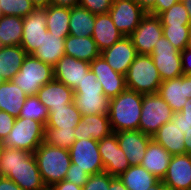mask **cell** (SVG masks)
I'll return each mask as SVG.
<instances>
[{
    "mask_svg": "<svg viewBox=\"0 0 191 190\" xmlns=\"http://www.w3.org/2000/svg\"><path fill=\"white\" fill-rule=\"evenodd\" d=\"M112 177L113 176L105 171L91 175L88 181L83 185L82 190H108Z\"/></svg>",
    "mask_w": 191,
    "mask_h": 190,
    "instance_id": "60d3db41",
    "label": "cell"
},
{
    "mask_svg": "<svg viewBox=\"0 0 191 190\" xmlns=\"http://www.w3.org/2000/svg\"><path fill=\"white\" fill-rule=\"evenodd\" d=\"M46 20V9L41 7L23 18V36L20 46L27 54H33L41 45L44 34L48 31Z\"/></svg>",
    "mask_w": 191,
    "mask_h": 190,
    "instance_id": "4fadbf2b",
    "label": "cell"
},
{
    "mask_svg": "<svg viewBox=\"0 0 191 190\" xmlns=\"http://www.w3.org/2000/svg\"><path fill=\"white\" fill-rule=\"evenodd\" d=\"M179 1L180 0H156L155 6L148 13L158 16Z\"/></svg>",
    "mask_w": 191,
    "mask_h": 190,
    "instance_id": "bcb514c9",
    "label": "cell"
},
{
    "mask_svg": "<svg viewBox=\"0 0 191 190\" xmlns=\"http://www.w3.org/2000/svg\"><path fill=\"white\" fill-rule=\"evenodd\" d=\"M158 94L171 107L173 112H180L189 98L187 75L162 81Z\"/></svg>",
    "mask_w": 191,
    "mask_h": 190,
    "instance_id": "7402d4cb",
    "label": "cell"
},
{
    "mask_svg": "<svg viewBox=\"0 0 191 190\" xmlns=\"http://www.w3.org/2000/svg\"><path fill=\"white\" fill-rule=\"evenodd\" d=\"M162 181L168 190H191V155H173Z\"/></svg>",
    "mask_w": 191,
    "mask_h": 190,
    "instance_id": "9a60e30c",
    "label": "cell"
},
{
    "mask_svg": "<svg viewBox=\"0 0 191 190\" xmlns=\"http://www.w3.org/2000/svg\"><path fill=\"white\" fill-rule=\"evenodd\" d=\"M23 36V18L0 15V41L2 46H20Z\"/></svg>",
    "mask_w": 191,
    "mask_h": 190,
    "instance_id": "d6a6232c",
    "label": "cell"
},
{
    "mask_svg": "<svg viewBox=\"0 0 191 190\" xmlns=\"http://www.w3.org/2000/svg\"><path fill=\"white\" fill-rule=\"evenodd\" d=\"M73 102L82 116L108 114L109 99L103 93V87L91 69L74 89Z\"/></svg>",
    "mask_w": 191,
    "mask_h": 190,
    "instance_id": "3957f363",
    "label": "cell"
},
{
    "mask_svg": "<svg viewBox=\"0 0 191 190\" xmlns=\"http://www.w3.org/2000/svg\"><path fill=\"white\" fill-rule=\"evenodd\" d=\"M108 190H128L124 183L119 179V177H112L110 186Z\"/></svg>",
    "mask_w": 191,
    "mask_h": 190,
    "instance_id": "816d5d0a",
    "label": "cell"
},
{
    "mask_svg": "<svg viewBox=\"0 0 191 190\" xmlns=\"http://www.w3.org/2000/svg\"><path fill=\"white\" fill-rule=\"evenodd\" d=\"M188 47L191 48V26L189 30V41H188Z\"/></svg>",
    "mask_w": 191,
    "mask_h": 190,
    "instance_id": "91938a15",
    "label": "cell"
},
{
    "mask_svg": "<svg viewBox=\"0 0 191 190\" xmlns=\"http://www.w3.org/2000/svg\"><path fill=\"white\" fill-rule=\"evenodd\" d=\"M19 117L36 120L45 126L48 121L49 112L36 95H29L24 101Z\"/></svg>",
    "mask_w": 191,
    "mask_h": 190,
    "instance_id": "e575fe53",
    "label": "cell"
},
{
    "mask_svg": "<svg viewBox=\"0 0 191 190\" xmlns=\"http://www.w3.org/2000/svg\"><path fill=\"white\" fill-rule=\"evenodd\" d=\"M3 147H4L3 141H0V157H1Z\"/></svg>",
    "mask_w": 191,
    "mask_h": 190,
    "instance_id": "94428289",
    "label": "cell"
},
{
    "mask_svg": "<svg viewBox=\"0 0 191 190\" xmlns=\"http://www.w3.org/2000/svg\"><path fill=\"white\" fill-rule=\"evenodd\" d=\"M37 7L30 0H0L1 15L26 17Z\"/></svg>",
    "mask_w": 191,
    "mask_h": 190,
    "instance_id": "ab89813d",
    "label": "cell"
},
{
    "mask_svg": "<svg viewBox=\"0 0 191 190\" xmlns=\"http://www.w3.org/2000/svg\"><path fill=\"white\" fill-rule=\"evenodd\" d=\"M54 79V70L51 65L40 61L32 54H27L20 71L12 81L28 96L37 95L38 90Z\"/></svg>",
    "mask_w": 191,
    "mask_h": 190,
    "instance_id": "5b68a950",
    "label": "cell"
},
{
    "mask_svg": "<svg viewBox=\"0 0 191 190\" xmlns=\"http://www.w3.org/2000/svg\"><path fill=\"white\" fill-rule=\"evenodd\" d=\"M28 95L12 80L0 83V110L18 118Z\"/></svg>",
    "mask_w": 191,
    "mask_h": 190,
    "instance_id": "4316f807",
    "label": "cell"
},
{
    "mask_svg": "<svg viewBox=\"0 0 191 190\" xmlns=\"http://www.w3.org/2000/svg\"><path fill=\"white\" fill-rule=\"evenodd\" d=\"M0 190H22L14 181L7 177H0Z\"/></svg>",
    "mask_w": 191,
    "mask_h": 190,
    "instance_id": "681fc988",
    "label": "cell"
},
{
    "mask_svg": "<svg viewBox=\"0 0 191 190\" xmlns=\"http://www.w3.org/2000/svg\"><path fill=\"white\" fill-rule=\"evenodd\" d=\"M40 102L49 109L64 108L74 100V90L55 79L43 85L36 95Z\"/></svg>",
    "mask_w": 191,
    "mask_h": 190,
    "instance_id": "44dd1931",
    "label": "cell"
},
{
    "mask_svg": "<svg viewBox=\"0 0 191 190\" xmlns=\"http://www.w3.org/2000/svg\"><path fill=\"white\" fill-rule=\"evenodd\" d=\"M187 89L189 98L191 99V74L187 75Z\"/></svg>",
    "mask_w": 191,
    "mask_h": 190,
    "instance_id": "680465c9",
    "label": "cell"
},
{
    "mask_svg": "<svg viewBox=\"0 0 191 190\" xmlns=\"http://www.w3.org/2000/svg\"><path fill=\"white\" fill-rule=\"evenodd\" d=\"M49 117L45 127H56L61 130H73L82 118L74 102L64 108L49 109Z\"/></svg>",
    "mask_w": 191,
    "mask_h": 190,
    "instance_id": "4dcf8cb0",
    "label": "cell"
},
{
    "mask_svg": "<svg viewBox=\"0 0 191 190\" xmlns=\"http://www.w3.org/2000/svg\"><path fill=\"white\" fill-rule=\"evenodd\" d=\"M64 46L65 38H62L61 35L51 34L47 31L44 34L41 45H39L32 55L37 57L40 61L54 67L65 55Z\"/></svg>",
    "mask_w": 191,
    "mask_h": 190,
    "instance_id": "83f0119b",
    "label": "cell"
},
{
    "mask_svg": "<svg viewBox=\"0 0 191 190\" xmlns=\"http://www.w3.org/2000/svg\"><path fill=\"white\" fill-rule=\"evenodd\" d=\"M89 176L90 175L87 174L85 170L77 168V164L71 163V166L67 170L65 180L83 187V185L88 181Z\"/></svg>",
    "mask_w": 191,
    "mask_h": 190,
    "instance_id": "ee69618b",
    "label": "cell"
},
{
    "mask_svg": "<svg viewBox=\"0 0 191 190\" xmlns=\"http://www.w3.org/2000/svg\"><path fill=\"white\" fill-rule=\"evenodd\" d=\"M180 55L183 74H191V48L186 47L183 51H180Z\"/></svg>",
    "mask_w": 191,
    "mask_h": 190,
    "instance_id": "7dc6e473",
    "label": "cell"
},
{
    "mask_svg": "<svg viewBox=\"0 0 191 190\" xmlns=\"http://www.w3.org/2000/svg\"><path fill=\"white\" fill-rule=\"evenodd\" d=\"M113 133L108 114L84 115L75 127V139L100 141Z\"/></svg>",
    "mask_w": 191,
    "mask_h": 190,
    "instance_id": "ffe728a7",
    "label": "cell"
},
{
    "mask_svg": "<svg viewBox=\"0 0 191 190\" xmlns=\"http://www.w3.org/2000/svg\"><path fill=\"white\" fill-rule=\"evenodd\" d=\"M172 155L161 145L151 140L140 165L159 180L165 176Z\"/></svg>",
    "mask_w": 191,
    "mask_h": 190,
    "instance_id": "cb8c5ba5",
    "label": "cell"
},
{
    "mask_svg": "<svg viewBox=\"0 0 191 190\" xmlns=\"http://www.w3.org/2000/svg\"><path fill=\"white\" fill-rule=\"evenodd\" d=\"M116 134L130 166L140 165L152 137L139 130L121 131Z\"/></svg>",
    "mask_w": 191,
    "mask_h": 190,
    "instance_id": "d6986e66",
    "label": "cell"
},
{
    "mask_svg": "<svg viewBox=\"0 0 191 190\" xmlns=\"http://www.w3.org/2000/svg\"><path fill=\"white\" fill-rule=\"evenodd\" d=\"M51 5L71 9L74 6L79 5V0H51Z\"/></svg>",
    "mask_w": 191,
    "mask_h": 190,
    "instance_id": "f907efd6",
    "label": "cell"
},
{
    "mask_svg": "<svg viewBox=\"0 0 191 190\" xmlns=\"http://www.w3.org/2000/svg\"><path fill=\"white\" fill-rule=\"evenodd\" d=\"M151 56L162 81L183 75L180 51L164 36L155 44Z\"/></svg>",
    "mask_w": 191,
    "mask_h": 190,
    "instance_id": "ba28073f",
    "label": "cell"
},
{
    "mask_svg": "<svg viewBox=\"0 0 191 190\" xmlns=\"http://www.w3.org/2000/svg\"><path fill=\"white\" fill-rule=\"evenodd\" d=\"M98 149L104 171L111 176L118 177L130 167L127 157L119 145L116 133L98 141Z\"/></svg>",
    "mask_w": 191,
    "mask_h": 190,
    "instance_id": "7c38bea8",
    "label": "cell"
},
{
    "mask_svg": "<svg viewBox=\"0 0 191 190\" xmlns=\"http://www.w3.org/2000/svg\"><path fill=\"white\" fill-rule=\"evenodd\" d=\"M54 79L73 90L90 70V63L64 55L53 67Z\"/></svg>",
    "mask_w": 191,
    "mask_h": 190,
    "instance_id": "ac0fdd59",
    "label": "cell"
},
{
    "mask_svg": "<svg viewBox=\"0 0 191 190\" xmlns=\"http://www.w3.org/2000/svg\"><path fill=\"white\" fill-rule=\"evenodd\" d=\"M64 54L90 63L101 56V51L92 37L68 35L65 38Z\"/></svg>",
    "mask_w": 191,
    "mask_h": 190,
    "instance_id": "484cf974",
    "label": "cell"
},
{
    "mask_svg": "<svg viewBox=\"0 0 191 190\" xmlns=\"http://www.w3.org/2000/svg\"><path fill=\"white\" fill-rule=\"evenodd\" d=\"M7 178L14 181L22 190L47 189L33 153H29L23 158Z\"/></svg>",
    "mask_w": 191,
    "mask_h": 190,
    "instance_id": "e0dca14e",
    "label": "cell"
},
{
    "mask_svg": "<svg viewBox=\"0 0 191 190\" xmlns=\"http://www.w3.org/2000/svg\"><path fill=\"white\" fill-rule=\"evenodd\" d=\"M191 25H162L163 36L179 51L188 47Z\"/></svg>",
    "mask_w": 191,
    "mask_h": 190,
    "instance_id": "74e56055",
    "label": "cell"
},
{
    "mask_svg": "<svg viewBox=\"0 0 191 190\" xmlns=\"http://www.w3.org/2000/svg\"><path fill=\"white\" fill-rule=\"evenodd\" d=\"M96 14L81 5L70 9L69 32L77 37H92Z\"/></svg>",
    "mask_w": 191,
    "mask_h": 190,
    "instance_id": "f546056e",
    "label": "cell"
},
{
    "mask_svg": "<svg viewBox=\"0 0 191 190\" xmlns=\"http://www.w3.org/2000/svg\"><path fill=\"white\" fill-rule=\"evenodd\" d=\"M162 25H191L187 10L182 1L172 5L158 15Z\"/></svg>",
    "mask_w": 191,
    "mask_h": 190,
    "instance_id": "f35d334b",
    "label": "cell"
},
{
    "mask_svg": "<svg viewBox=\"0 0 191 190\" xmlns=\"http://www.w3.org/2000/svg\"><path fill=\"white\" fill-rule=\"evenodd\" d=\"M4 80L2 78V76L0 75V83H2Z\"/></svg>",
    "mask_w": 191,
    "mask_h": 190,
    "instance_id": "6125c7cd",
    "label": "cell"
},
{
    "mask_svg": "<svg viewBox=\"0 0 191 190\" xmlns=\"http://www.w3.org/2000/svg\"><path fill=\"white\" fill-rule=\"evenodd\" d=\"M184 145L186 147V153L191 155V128L184 134Z\"/></svg>",
    "mask_w": 191,
    "mask_h": 190,
    "instance_id": "db71d44e",
    "label": "cell"
},
{
    "mask_svg": "<svg viewBox=\"0 0 191 190\" xmlns=\"http://www.w3.org/2000/svg\"><path fill=\"white\" fill-rule=\"evenodd\" d=\"M44 134L45 126L42 123L30 118L18 117L3 144L7 147L34 153L44 142Z\"/></svg>",
    "mask_w": 191,
    "mask_h": 190,
    "instance_id": "8992f818",
    "label": "cell"
},
{
    "mask_svg": "<svg viewBox=\"0 0 191 190\" xmlns=\"http://www.w3.org/2000/svg\"><path fill=\"white\" fill-rule=\"evenodd\" d=\"M172 121L179 125L183 132L191 128V99L188 98L180 112H175Z\"/></svg>",
    "mask_w": 191,
    "mask_h": 190,
    "instance_id": "b9f144b4",
    "label": "cell"
},
{
    "mask_svg": "<svg viewBox=\"0 0 191 190\" xmlns=\"http://www.w3.org/2000/svg\"><path fill=\"white\" fill-rule=\"evenodd\" d=\"M123 36L114 25L109 13L96 14L92 38L101 52L111 47Z\"/></svg>",
    "mask_w": 191,
    "mask_h": 190,
    "instance_id": "d4e9b609",
    "label": "cell"
},
{
    "mask_svg": "<svg viewBox=\"0 0 191 190\" xmlns=\"http://www.w3.org/2000/svg\"><path fill=\"white\" fill-rule=\"evenodd\" d=\"M90 69L101 83L108 99L117 97L127 89L125 76L113 70L102 56L90 62Z\"/></svg>",
    "mask_w": 191,
    "mask_h": 190,
    "instance_id": "5bb4252c",
    "label": "cell"
},
{
    "mask_svg": "<svg viewBox=\"0 0 191 190\" xmlns=\"http://www.w3.org/2000/svg\"><path fill=\"white\" fill-rule=\"evenodd\" d=\"M33 154L46 188L65 179L72 163L68 149L49 146L43 142Z\"/></svg>",
    "mask_w": 191,
    "mask_h": 190,
    "instance_id": "7a4b0ae2",
    "label": "cell"
},
{
    "mask_svg": "<svg viewBox=\"0 0 191 190\" xmlns=\"http://www.w3.org/2000/svg\"><path fill=\"white\" fill-rule=\"evenodd\" d=\"M143 94L126 89L109 99L108 118L113 133L139 130Z\"/></svg>",
    "mask_w": 191,
    "mask_h": 190,
    "instance_id": "6da1fadb",
    "label": "cell"
},
{
    "mask_svg": "<svg viewBox=\"0 0 191 190\" xmlns=\"http://www.w3.org/2000/svg\"><path fill=\"white\" fill-rule=\"evenodd\" d=\"M48 190H82V187L77 186L74 183L66 181L65 179L61 182L55 183Z\"/></svg>",
    "mask_w": 191,
    "mask_h": 190,
    "instance_id": "c3c4849f",
    "label": "cell"
},
{
    "mask_svg": "<svg viewBox=\"0 0 191 190\" xmlns=\"http://www.w3.org/2000/svg\"><path fill=\"white\" fill-rule=\"evenodd\" d=\"M149 190H168L162 180H159L156 184L152 185Z\"/></svg>",
    "mask_w": 191,
    "mask_h": 190,
    "instance_id": "9f6ffc18",
    "label": "cell"
},
{
    "mask_svg": "<svg viewBox=\"0 0 191 190\" xmlns=\"http://www.w3.org/2000/svg\"><path fill=\"white\" fill-rule=\"evenodd\" d=\"M181 1L187 10L189 19L191 20V0H181Z\"/></svg>",
    "mask_w": 191,
    "mask_h": 190,
    "instance_id": "6f0895ef",
    "label": "cell"
},
{
    "mask_svg": "<svg viewBox=\"0 0 191 190\" xmlns=\"http://www.w3.org/2000/svg\"><path fill=\"white\" fill-rule=\"evenodd\" d=\"M15 119V117L9 115L7 112L0 110V141H4L11 132Z\"/></svg>",
    "mask_w": 191,
    "mask_h": 190,
    "instance_id": "f6af8a7d",
    "label": "cell"
},
{
    "mask_svg": "<svg viewBox=\"0 0 191 190\" xmlns=\"http://www.w3.org/2000/svg\"><path fill=\"white\" fill-rule=\"evenodd\" d=\"M163 36L158 16L147 13L136 29L129 35L133 46L140 55H151L155 44Z\"/></svg>",
    "mask_w": 191,
    "mask_h": 190,
    "instance_id": "9c48e42d",
    "label": "cell"
},
{
    "mask_svg": "<svg viewBox=\"0 0 191 190\" xmlns=\"http://www.w3.org/2000/svg\"><path fill=\"white\" fill-rule=\"evenodd\" d=\"M37 8L47 7L51 5V0H30Z\"/></svg>",
    "mask_w": 191,
    "mask_h": 190,
    "instance_id": "11a10c76",
    "label": "cell"
},
{
    "mask_svg": "<svg viewBox=\"0 0 191 190\" xmlns=\"http://www.w3.org/2000/svg\"><path fill=\"white\" fill-rule=\"evenodd\" d=\"M108 13L124 36H129L147 14L134 0H113Z\"/></svg>",
    "mask_w": 191,
    "mask_h": 190,
    "instance_id": "8fae6325",
    "label": "cell"
},
{
    "mask_svg": "<svg viewBox=\"0 0 191 190\" xmlns=\"http://www.w3.org/2000/svg\"><path fill=\"white\" fill-rule=\"evenodd\" d=\"M137 55L138 53L129 36H123L111 47L101 52V56L111 68L124 76Z\"/></svg>",
    "mask_w": 191,
    "mask_h": 190,
    "instance_id": "2e32d148",
    "label": "cell"
},
{
    "mask_svg": "<svg viewBox=\"0 0 191 190\" xmlns=\"http://www.w3.org/2000/svg\"><path fill=\"white\" fill-rule=\"evenodd\" d=\"M29 152L4 146L0 157V177H8Z\"/></svg>",
    "mask_w": 191,
    "mask_h": 190,
    "instance_id": "8d00e7d4",
    "label": "cell"
},
{
    "mask_svg": "<svg viewBox=\"0 0 191 190\" xmlns=\"http://www.w3.org/2000/svg\"><path fill=\"white\" fill-rule=\"evenodd\" d=\"M113 0H79V5L89 10L93 14L108 13Z\"/></svg>",
    "mask_w": 191,
    "mask_h": 190,
    "instance_id": "7bdbcfd3",
    "label": "cell"
},
{
    "mask_svg": "<svg viewBox=\"0 0 191 190\" xmlns=\"http://www.w3.org/2000/svg\"><path fill=\"white\" fill-rule=\"evenodd\" d=\"M44 8L46 9V27L48 32L55 35H61L62 38H66L70 35V9L52 5Z\"/></svg>",
    "mask_w": 191,
    "mask_h": 190,
    "instance_id": "836d02e7",
    "label": "cell"
},
{
    "mask_svg": "<svg viewBox=\"0 0 191 190\" xmlns=\"http://www.w3.org/2000/svg\"><path fill=\"white\" fill-rule=\"evenodd\" d=\"M69 154L71 162L90 176L104 172L98 141L91 138L76 140L69 149Z\"/></svg>",
    "mask_w": 191,
    "mask_h": 190,
    "instance_id": "30bf717a",
    "label": "cell"
},
{
    "mask_svg": "<svg viewBox=\"0 0 191 190\" xmlns=\"http://www.w3.org/2000/svg\"><path fill=\"white\" fill-rule=\"evenodd\" d=\"M173 115L171 107L158 93L144 94L139 131L152 137L162 125L172 121Z\"/></svg>",
    "mask_w": 191,
    "mask_h": 190,
    "instance_id": "52a82bcc",
    "label": "cell"
},
{
    "mask_svg": "<svg viewBox=\"0 0 191 190\" xmlns=\"http://www.w3.org/2000/svg\"><path fill=\"white\" fill-rule=\"evenodd\" d=\"M184 134L185 132H183L179 125L169 121L153 134L152 140L164 147L172 156L185 154Z\"/></svg>",
    "mask_w": 191,
    "mask_h": 190,
    "instance_id": "603a6c76",
    "label": "cell"
},
{
    "mask_svg": "<svg viewBox=\"0 0 191 190\" xmlns=\"http://www.w3.org/2000/svg\"><path fill=\"white\" fill-rule=\"evenodd\" d=\"M75 128L73 130H61L56 127H45L44 143L65 149H70L75 139Z\"/></svg>",
    "mask_w": 191,
    "mask_h": 190,
    "instance_id": "d590c367",
    "label": "cell"
},
{
    "mask_svg": "<svg viewBox=\"0 0 191 190\" xmlns=\"http://www.w3.org/2000/svg\"><path fill=\"white\" fill-rule=\"evenodd\" d=\"M146 13H148L156 3V0H134Z\"/></svg>",
    "mask_w": 191,
    "mask_h": 190,
    "instance_id": "f5cc1de1",
    "label": "cell"
},
{
    "mask_svg": "<svg viewBox=\"0 0 191 190\" xmlns=\"http://www.w3.org/2000/svg\"><path fill=\"white\" fill-rule=\"evenodd\" d=\"M27 53L21 46H2L0 48V75L4 81L12 80L20 71Z\"/></svg>",
    "mask_w": 191,
    "mask_h": 190,
    "instance_id": "f1b7e54d",
    "label": "cell"
},
{
    "mask_svg": "<svg viewBox=\"0 0 191 190\" xmlns=\"http://www.w3.org/2000/svg\"><path fill=\"white\" fill-rule=\"evenodd\" d=\"M127 89L140 94L158 93L162 79L151 55L138 54L125 75Z\"/></svg>",
    "mask_w": 191,
    "mask_h": 190,
    "instance_id": "277c9868",
    "label": "cell"
},
{
    "mask_svg": "<svg viewBox=\"0 0 191 190\" xmlns=\"http://www.w3.org/2000/svg\"><path fill=\"white\" fill-rule=\"evenodd\" d=\"M118 177L128 190H149L152 185L159 181L157 177L149 173L141 165L130 166Z\"/></svg>",
    "mask_w": 191,
    "mask_h": 190,
    "instance_id": "1f68e13d",
    "label": "cell"
}]
</instances>
